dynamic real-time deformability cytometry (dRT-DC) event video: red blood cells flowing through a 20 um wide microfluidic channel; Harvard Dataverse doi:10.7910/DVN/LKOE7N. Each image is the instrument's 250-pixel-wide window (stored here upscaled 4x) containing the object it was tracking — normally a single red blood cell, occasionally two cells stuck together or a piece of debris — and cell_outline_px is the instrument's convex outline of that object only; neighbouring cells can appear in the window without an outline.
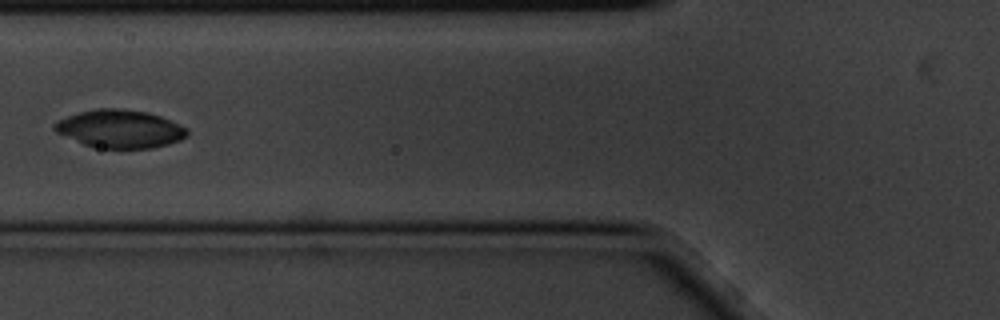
{"species": "common noctule bat (a hibernating species)", "species_latin": "Nyctalus noctula", "temperature_condition": "cold", "stored_images_in_passage": 6, "camera_frame_rate_fps": 3000, "um_per_image_px": 0.085, "animal": {"sex": "male", "body_mass_g": 20.1, "forearm_length_mm": 53.5}, "frame": {"image": 1, "passage_image": 6, "time_ms": 1.667, "image_size_px": [1000, 320], "cell_outline_px": [[188, 136], [180, 140], [168, 144], [152, 148], [100, 148], [84, 144], [56, 132], [52, 128], [52, 124], [68, 116], [80, 112], [96, 108], [120, 108], [148, 112], [160, 116], [180, 124], [188, 128]], "centroid_in_image_um": [10.22, 10.95], "position_along_channel_um": 115.6, "area_um2": 29.36}}